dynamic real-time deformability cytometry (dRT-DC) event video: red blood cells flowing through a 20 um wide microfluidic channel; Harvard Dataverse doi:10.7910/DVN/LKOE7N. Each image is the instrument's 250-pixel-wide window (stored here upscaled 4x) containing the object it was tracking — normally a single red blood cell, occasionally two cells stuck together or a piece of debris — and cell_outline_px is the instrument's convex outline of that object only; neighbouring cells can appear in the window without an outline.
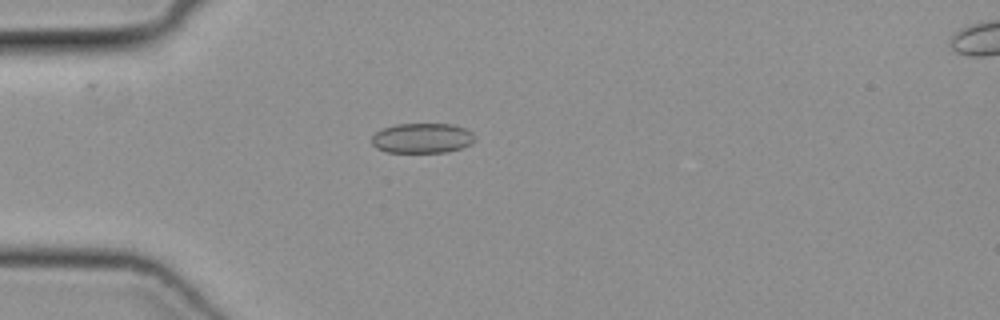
{"species": "common noctule bat (a hibernating species)", "species_latin": "Nyctalus noctula", "temperature_condition": "cold", "stored_images_in_passage": 37, "camera_frame_rate_fps": 3000, "um_per_image_px": 0.085, "animal": {"sex": "female", "body_mass_g": 19.3, "forearm_length_mm": 54.1}, "frame": {"image": 1, "passage_image": 1, "time_ms": 0.0, "image_size_px": [1000, 320], "cell_outline_px": [[476, 140], [472, 144], [448, 152], [388, 152], [376, 148], [372, 144], [372, 136], [380, 128], [396, 124], [452, 124], [464, 128], [472, 132], [476, 136]], "centroid_in_image_um": [35.9, 11.74], "position_along_channel_um": 49.1, "area_um2": 18.21}}
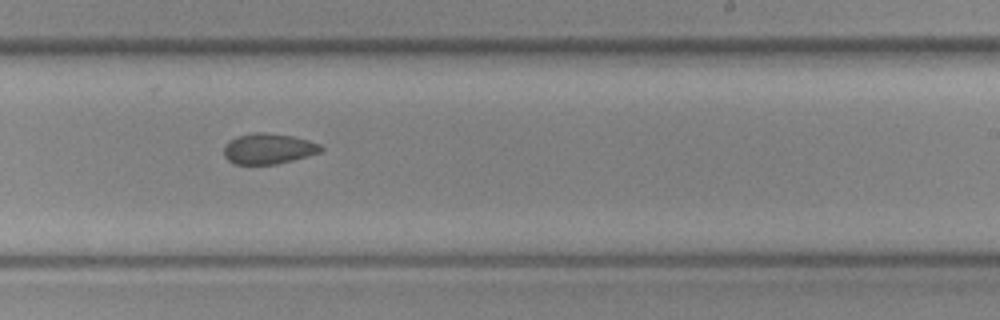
{"frame": {"image": 2, "passage_image": 18, "time_ms": 5.667, "image_size_px": [1000, 320], "cell_outline_px": [[324, 148], [320, 152], [292, 160], [276, 164], [236, 164], [228, 160], [224, 156], [224, 148], [228, 140], [236, 136], [252, 132], [264, 132], [292, 136], [308, 140], [320, 144]], "centroid_in_image_um": [22.79, 12.63], "position_along_channel_um": 266.2, "area_um2": 17.28}}
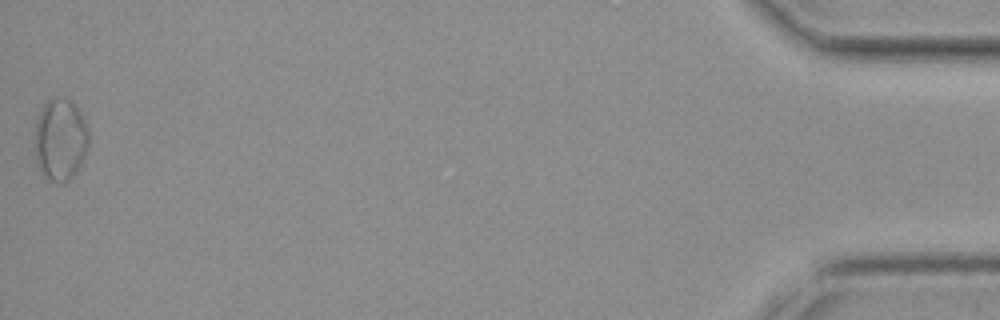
{"frame": {"image": 3, "passage_image": 37, "time_ms": 12.0, "image_size_px": [1000, 320], "cell_outline_px": [[88, 144], [84, 156], [76, 172], [68, 180], [48, 180], [44, 176], [36, 160], [32, 148], [32, 136], [36, 120], [44, 104], [48, 100], [56, 96], [64, 96], [72, 100], [76, 104], [84, 116], [88, 128]], "centroid_in_image_um": [5.09, 11.78], "position_along_channel_um": 430.1, "area_um2": 26.47}}